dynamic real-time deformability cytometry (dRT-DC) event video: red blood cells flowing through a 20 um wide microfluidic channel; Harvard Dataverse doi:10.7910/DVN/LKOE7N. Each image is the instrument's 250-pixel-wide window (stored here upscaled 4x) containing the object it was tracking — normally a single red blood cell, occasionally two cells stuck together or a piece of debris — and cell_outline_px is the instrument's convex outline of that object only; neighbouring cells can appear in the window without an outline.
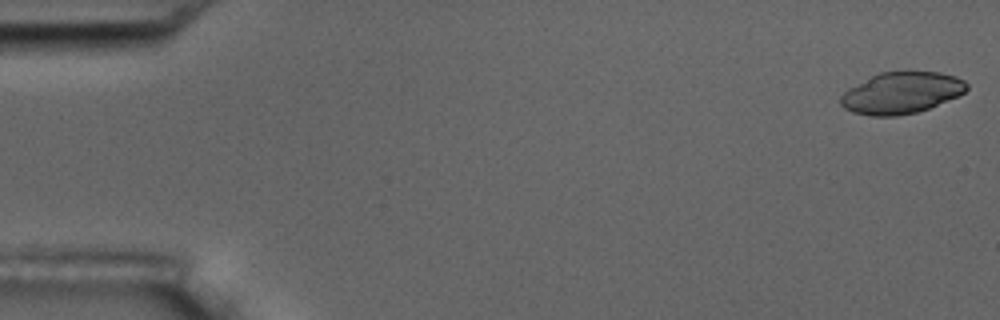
{"species": "common noctule bat (a hibernating species)", "species_latin": "Nyctalus noctula", "temperature_condition": "room temperature", "stored_images_in_passage": 4, "camera_frame_rate_fps": 3000, "um_per_image_px": 0.085, "animal": {"sex": "male", "body_mass_g": 17.5, "forearm_length_mm": 52.3}, "frame": {"image": 1, "passage_image": 1, "time_ms": 0.0, "image_size_px": [1000, 320], "cell_outline_px": [[968, 88], [964, 92], [956, 96], [928, 108], [916, 112], [896, 116], [872, 116], [852, 112], [844, 108], [840, 104], [840, 96], [848, 88], [880, 72], [908, 68], [940, 72], [956, 76], [964, 80], [968, 84]], "centroid_in_image_um": [76.62, 7.84], "position_along_channel_um": 8.4, "area_um2": 31.1}}